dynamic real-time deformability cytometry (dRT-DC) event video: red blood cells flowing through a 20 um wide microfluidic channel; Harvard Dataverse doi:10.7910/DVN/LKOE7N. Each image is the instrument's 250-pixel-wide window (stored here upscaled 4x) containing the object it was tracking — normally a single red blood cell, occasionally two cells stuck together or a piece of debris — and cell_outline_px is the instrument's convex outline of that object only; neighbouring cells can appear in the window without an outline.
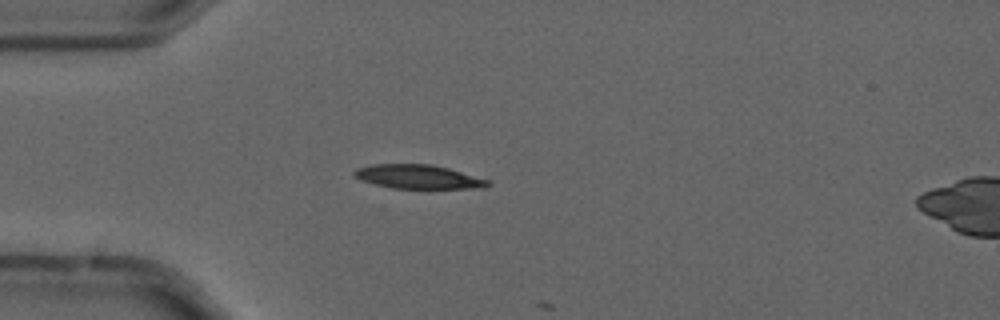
{"species": "common noctule bat (a hibernating species)", "species_latin": "Nyctalus noctula", "temperature_condition": "cold", "stored_images_in_passage": 6, "camera_frame_rate_fps": 3000, "um_per_image_px": 0.085, "animal": {"sex": "male", "forearm_length_mm": 52.5}, "frame": {"image": 1, "passage_image": 4, "time_ms": 1.0, "image_size_px": [1000, 320], "cell_outline_px": [[492, 184], [484, 188], [392, 188], [360, 180], [352, 176], [352, 172], [356, 168], [372, 164], [432, 164], [448, 168], [492, 180]], "centroid_in_image_um": [35.57, 15.02], "position_along_channel_um": 49.4, "area_um2": 18.84}}